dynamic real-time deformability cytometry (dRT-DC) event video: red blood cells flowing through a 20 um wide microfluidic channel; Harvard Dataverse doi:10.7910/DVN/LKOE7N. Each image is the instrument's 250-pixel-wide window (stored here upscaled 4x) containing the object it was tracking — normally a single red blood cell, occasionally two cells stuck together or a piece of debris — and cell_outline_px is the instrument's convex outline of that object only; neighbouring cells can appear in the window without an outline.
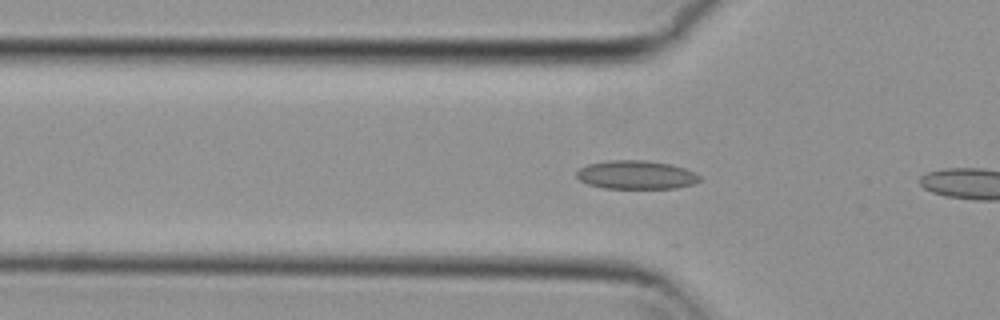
{"species": "common noctule bat (a hibernating species)", "species_latin": "Nyctalus noctula", "temperature_condition": "cold", "stored_images_in_passage": 20, "camera_frame_rate_fps": 3000, "um_per_image_px": 0.085, "animal": {"sex": "female", "body_mass_g": 29.2, "forearm_length_mm": 56.3}, "frame": {"image": 1, "passage_image": 18, "time_ms": 5.667, "image_size_px": [1000, 320], "cell_outline_px": [[704, 180], [692, 184], [676, 188], [604, 188], [588, 184], [580, 180], [576, 176], [576, 172], [580, 168], [588, 164], [608, 160], [644, 160], [668, 164], [684, 168], [700, 176]], "centroid_in_image_um": [54.06, 14.86], "position_along_channel_um": 71.7, "area_um2": 20.4}}